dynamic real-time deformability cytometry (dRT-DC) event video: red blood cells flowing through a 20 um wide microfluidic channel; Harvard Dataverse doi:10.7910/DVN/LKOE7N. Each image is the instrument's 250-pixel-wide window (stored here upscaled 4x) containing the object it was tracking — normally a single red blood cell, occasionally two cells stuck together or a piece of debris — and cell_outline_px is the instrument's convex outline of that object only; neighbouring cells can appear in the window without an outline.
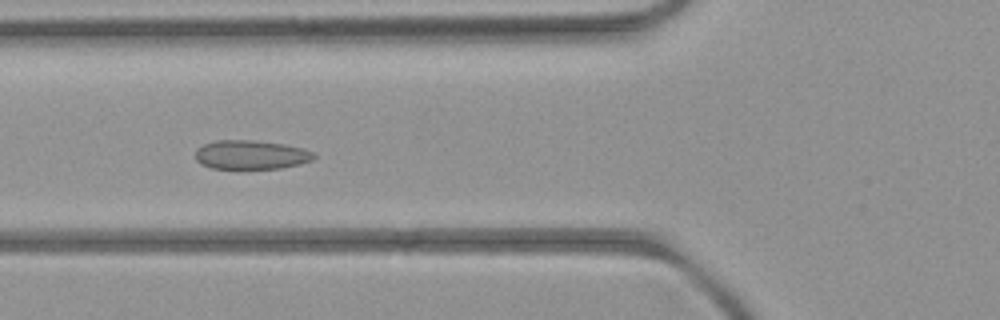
{"species": "common noctule bat (a hibernating species)", "species_latin": "Nyctalus noctula", "temperature_condition": "room temperature", "stored_images_in_passage": 7, "camera_frame_rate_fps": 3000, "um_per_image_px": 0.085, "animal": {"sex": "female", "body_mass_g": 21.9}, "frame": {"image": 1, "passage_image": 5, "time_ms": 4.333, "image_size_px": [1000, 320], "cell_outline_px": [[316, 156], [312, 160], [300, 164], [280, 168], [212, 168], [200, 164], [196, 160], [196, 148], [204, 144], [216, 140], [252, 140], [284, 144], [304, 148], [312, 152]], "centroid_in_image_um": [21.32, 13.15], "position_along_channel_um": 104.5, "area_um2": 20.0}}
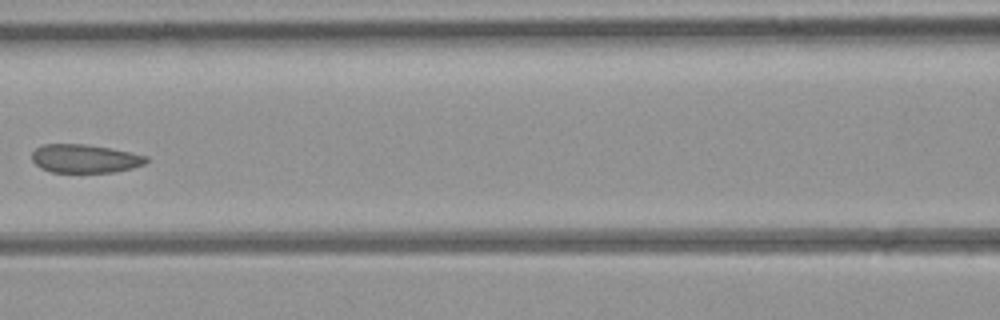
{"frame": {"image": 2, "passage_image": 6, "time_ms": 5.667, "image_size_px": [1000, 320], "cell_outline_px": [[148, 160], [144, 164], [132, 168], [116, 172], [52, 172], [40, 168], [32, 160], [32, 152], [36, 148], [44, 144], [84, 144], [108, 148], [148, 156]], "centroid_in_image_um": [7.2, 13.49], "position_along_channel_um": 159.4, "area_um2": 18.84}}
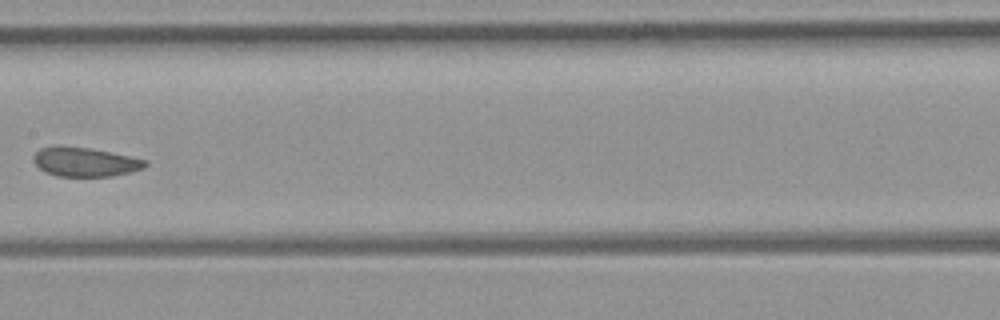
{"frame": {"image": 3, "passage_image": 7, "time_ms": 6.667, "image_size_px": [1000, 320], "cell_outline_px": [[148, 164], [144, 168], [132, 172], [112, 176], [56, 176], [40, 168], [32, 160], [32, 156], [40, 148], [52, 144], [56, 144], [92, 148], [148, 160]], "centroid_in_image_um": [7.22, 13.73], "position_along_channel_um": 200.2, "area_um2": 19.36}}